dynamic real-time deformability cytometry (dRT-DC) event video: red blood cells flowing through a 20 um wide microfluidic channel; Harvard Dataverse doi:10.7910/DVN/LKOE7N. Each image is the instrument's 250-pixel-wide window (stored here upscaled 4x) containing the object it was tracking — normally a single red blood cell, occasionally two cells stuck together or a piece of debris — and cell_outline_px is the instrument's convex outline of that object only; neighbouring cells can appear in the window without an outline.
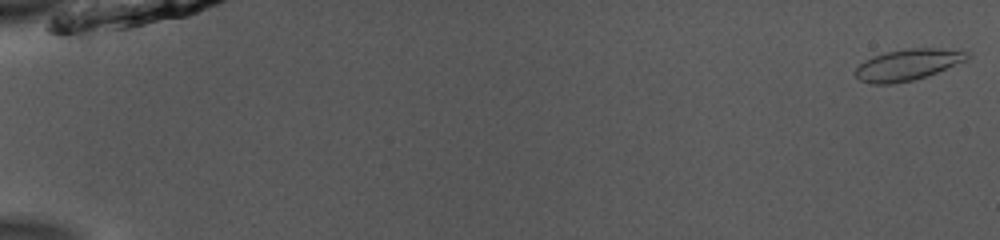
{"species": "common noctule bat (a hibernating species)", "species_latin": "Nyctalus noctula", "temperature_condition": "room temperature", "stored_images_in_passage": 52, "camera_frame_rate_fps": 3000, "um_per_image_px": 0.085, "animal": {"sex": "male", "body_mass_g": 13.0, "forearm_length_mm": 53.1}, "frame": {"image": 1, "passage_image": 1, "time_ms": 0.0, "image_size_px": [1000, 240], "cell_outline_px": [[972, 56], [968, 60], [936, 72], [912, 80], [892, 84], [872, 84], [860, 80], [856, 76], [856, 68], [864, 60], [884, 52], [904, 48], [960, 48], [968, 52]], "centroid_in_image_um": [77.22, 5.47], "position_along_channel_um": 7.8, "area_um2": 20.58}}
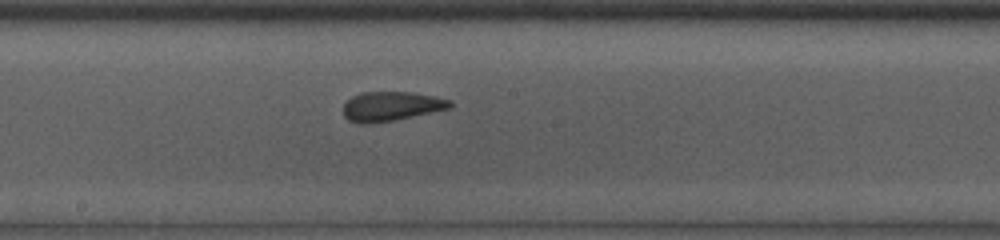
{"frame": {"image": 2, "passage_image": 30, "time_ms": 9.667, "image_size_px": [1000, 240], "cell_outline_px": [[452, 108], [392, 120], [364, 124], [360, 124], [348, 120], [344, 116], [344, 104], [352, 96], [360, 92], [412, 92], [436, 96], [452, 100]], "centroid_in_image_um": [33.27, 9.02], "position_along_channel_um": 214.9, "area_um2": 18.26}}
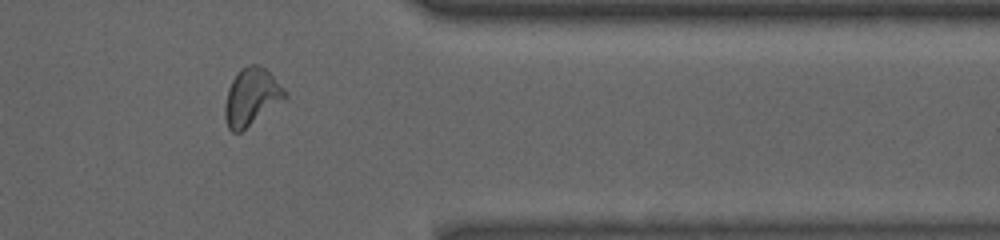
{"frame": {"image": 3, "passage_image": 44, "time_ms": 14.333, "image_size_px": [1000, 240], "cell_outline_px": [[288, 96], [240, 132], [232, 132], [228, 128], [224, 116], [224, 104], [228, 88], [236, 72], [240, 68], [252, 64], [256, 64], [264, 68], [288, 92]], "centroid_in_image_um": [21.34, 8.22], "position_along_channel_um": 390.1, "area_um2": 19.77}, "authors_computed_cell_mechanics": {"area_um2": 19.4208, "velocity_mm_per_s": 3.9304, "shape_relaxation_time_tau1_ms": 7.4346, "shape_relaxation_time_tau2_ms": null, "deformation_change_tau1": 0.1441, "deformation_change_tau2": null}}